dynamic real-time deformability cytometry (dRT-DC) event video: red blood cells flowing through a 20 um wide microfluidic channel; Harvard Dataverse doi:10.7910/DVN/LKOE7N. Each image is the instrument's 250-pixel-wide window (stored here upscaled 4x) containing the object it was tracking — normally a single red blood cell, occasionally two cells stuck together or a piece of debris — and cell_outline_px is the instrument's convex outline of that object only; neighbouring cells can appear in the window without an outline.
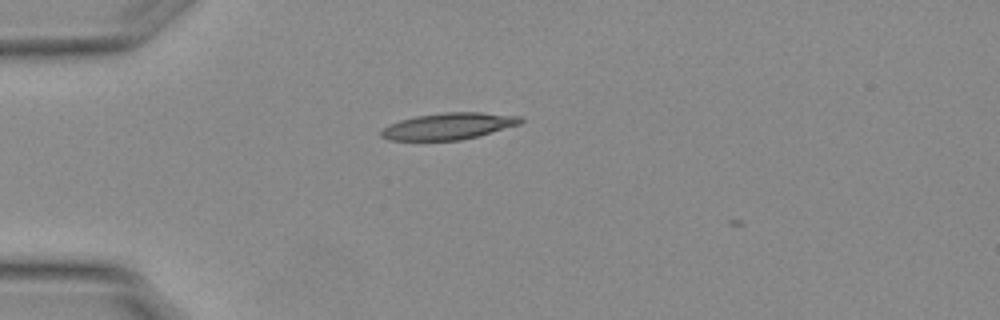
{"species": "Egyptian fruit bat (a non-hibernating species)", "species_latin": "Rousettus aegyptiacus", "temperature_condition": "warm", "stored_images_in_passage": 4, "camera_frame_rate_fps": 3000, "um_per_image_px": 0.085, "animal": {"sex": "female"}, "frame": {"image": 1, "passage_image": 2, "time_ms": 0.333, "image_size_px": [1000, 320], "cell_outline_px": [[524, 120], [520, 124], [476, 136], [460, 140], [388, 140], [380, 136], [380, 132], [388, 124], [400, 120], [416, 116], [444, 112], [480, 112], [520, 116]], "centroid_in_image_um": [38.1, 10.72], "position_along_channel_um": 46.9, "area_um2": 21.44}}